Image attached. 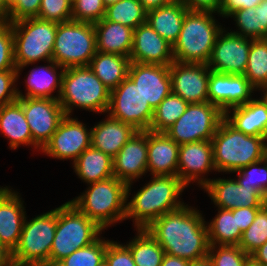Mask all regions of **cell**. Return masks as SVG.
<instances>
[{"label": "cell", "instance_id": "cell-1", "mask_svg": "<svg viewBox=\"0 0 267 266\" xmlns=\"http://www.w3.org/2000/svg\"><path fill=\"white\" fill-rule=\"evenodd\" d=\"M146 230L169 255L191 262L208 257L206 221L195 207L186 204L180 209L165 213Z\"/></svg>", "mask_w": 267, "mask_h": 266}, {"label": "cell", "instance_id": "cell-2", "mask_svg": "<svg viewBox=\"0 0 267 266\" xmlns=\"http://www.w3.org/2000/svg\"><path fill=\"white\" fill-rule=\"evenodd\" d=\"M186 187L178 176H152L149 183L127 200L125 219L134 218L135 229H146L165 213L186 204L179 197Z\"/></svg>", "mask_w": 267, "mask_h": 266}, {"label": "cell", "instance_id": "cell-3", "mask_svg": "<svg viewBox=\"0 0 267 266\" xmlns=\"http://www.w3.org/2000/svg\"><path fill=\"white\" fill-rule=\"evenodd\" d=\"M217 172L232 173L262 160L267 153V139L244 134L225 118L212 138Z\"/></svg>", "mask_w": 267, "mask_h": 266}, {"label": "cell", "instance_id": "cell-4", "mask_svg": "<svg viewBox=\"0 0 267 266\" xmlns=\"http://www.w3.org/2000/svg\"><path fill=\"white\" fill-rule=\"evenodd\" d=\"M80 196L69 202L101 229L126 220L127 184L115 176L93 182Z\"/></svg>", "mask_w": 267, "mask_h": 266}, {"label": "cell", "instance_id": "cell-5", "mask_svg": "<svg viewBox=\"0 0 267 266\" xmlns=\"http://www.w3.org/2000/svg\"><path fill=\"white\" fill-rule=\"evenodd\" d=\"M59 103L65 115H71L73 108L89 112L107 113L110 104V90L88 66L65 68Z\"/></svg>", "mask_w": 267, "mask_h": 266}, {"label": "cell", "instance_id": "cell-6", "mask_svg": "<svg viewBox=\"0 0 267 266\" xmlns=\"http://www.w3.org/2000/svg\"><path fill=\"white\" fill-rule=\"evenodd\" d=\"M214 12H186L178 40L173 45L174 61L207 64L219 33L223 30Z\"/></svg>", "mask_w": 267, "mask_h": 266}, {"label": "cell", "instance_id": "cell-7", "mask_svg": "<svg viewBox=\"0 0 267 266\" xmlns=\"http://www.w3.org/2000/svg\"><path fill=\"white\" fill-rule=\"evenodd\" d=\"M17 79L26 66L53 57L57 23L37 17L11 23Z\"/></svg>", "mask_w": 267, "mask_h": 266}, {"label": "cell", "instance_id": "cell-8", "mask_svg": "<svg viewBox=\"0 0 267 266\" xmlns=\"http://www.w3.org/2000/svg\"><path fill=\"white\" fill-rule=\"evenodd\" d=\"M102 231L104 230L72 203L65 202L57 207L56 231L50 260L61 261L77 249L93 243Z\"/></svg>", "mask_w": 267, "mask_h": 266}, {"label": "cell", "instance_id": "cell-9", "mask_svg": "<svg viewBox=\"0 0 267 266\" xmlns=\"http://www.w3.org/2000/svg\"><path fill=\"white\" fill-rule=\"evenodd\" d=\"M97 52L93 23L70 20L57 23L52 61L61 67L88 66Z\"/></svg>", "mask_w": 267, "mask_h": 266}, {"label": "cell", "instance_id": "cell-10", "mask_svg": "<svg viewBox=\"0 0 267 266\" xmlns=\"http://www.w3.org/2000/svg\"><path fill=\"white\" fill-rule=\"evenodd\" d=\"M56 222L57 208L29 221L25 217L19 243L12 252L15 266H39L50 260Z\"/></svg>", "mask_w": 267, "mask_h": 266}, {"label": "cell", "instance_id": "cell-11", "mask_svg": "<svg viewBox=\"0 0 267 266\" xmlns=\"http://www.w3.org/2000/svg\"><path fill=\"white\" fill-rule=\"evenodd\" d=\"M225 113L210 102L188 104L186 111L164 133L177 144L212 140Z\"/></svg>", "mask_w": 267, "mask_h": 266}, {"label": "cell", "instance_id": "cell-12", "mask_svg": "<svg viewBox=\"0 0 267 266\" xmlns=\"http://www.w3.org/2000/svg\"><path fill=\"white\" fill-rule=\"evenodd\" d=\"M108 115L131 124L136 130H149L154 109L145 101L141 91L129 77L110 91Z\"/></svg>", "mask_w": 267, "mask_h": 266}, {"label": "cell", "instance_id": "cell-13", "mask_svg": "<svg viewBox=\"0 0 267 266\" xmlns=\"http://www.w3.org/2000/svg\"><path fill=\"white\" fill-rule=\"evenodd\" d=\"M86 126L78 118L65 115L41 152L50 158L71 159L73 164L84 150L91 147V128Z\"/></svg>", "mask_w": 267, "mask_h": 266}, {"label": "cell", "instance_id": "cell-14", "mask_svg": "<svg viewBox=\"0 0 267 266\" xmlns=\"http://www.w3.org/2000/svg\"><path fill=\"white\" fill-rule=\"evenodd\" d=\"M32 140L42 149L65 116L58 99L18 97Z\"/></svg>", "mask_w": 267, "mask_h": 266}, {"label": "cell", "instance_id": "cell-15", "mask_svg": "<svg viewBox=\"0 0 267 266\" xmlns=\"http://www.w3.org/2000/svg\"><path fill=\"white\" fill-rule=\"evenodd\" d=\"M252 40L227 32L224 27L217 36L208 67L214 72L244 75Z\"/></svg>", "mask_w": 267, "mask_h": 266}, {"label": "cell", "instance_id": "cell-16", "mask_svg": "<svg viewBox=\"0 0 267 266\" xmlns=\"http://www.w3.org/2000/svg\"><path fill=\"white\" fill-rule=\"evenodd\" d=\"M169 73L173 94L189 104L208 101L210 68L207 64L174 61Z\"/></svg>", "mask_w": 267, "mask_h": 266}, {"label": "cell", "instance_id": "cell-17", "mask_svg": "<svg viewBox=\"0 0 267 266\" xmlns=\"http://www.w3.org/2000/svg\"><path fill=\"white\" fill-rule=\"evenodd\" d=\"M147 152L148 130H137L113 158V175L127 184V200L133 181L147 173Z\"/></svg>", "mask_w": 267, "mask_h": 266}, {"label": "cell", "instance_id": "cell-18", "mask_svg": "<svg viewBox=\"0 0 267 266\" xmlns=\"http://www.w3.org/2000/svg\"><path fill=\"white\" fill-rule=\"evenodd\" d=\"M215 169L213 145L211 140L181 144L179 146L177 176L189 187V183H198L200 188L210 181L203 174Z\"/></svg>", "mask_w": 267, "mask_h": 266}, {"label": "cell", "instance_id": "cell-19", "mask_svg": "<svg viewBox=\"0 0 267 266\" xmlns=\"http://www.w3.org/2000/svg\"><path fill=\"white\" fill-rule=\"evenodd\" d=\"M215 206L221 209L262 208L267 199L253 187L240 185L236 178H216L203 187Z\"/></svg>", "mask_w": 267, "mask_h": 266}, {"label": "cell", "instance_id": "cell-20", "mask_svg": "<svg viewBox=\"0 0 267 266\" xmlns=\"http://www.w3.org/2000/svg\"><path fill=\"white\" fill-rule=\"evenodd\" d=\"M257 91L244 75L225 74L210 70L208 102L224 113L229 109L246 104Z\"/></svg>", "mask_w": 267, "mask_h": 266}, {"label": "cell", "instance_id": "cell-21", "mask_svg": "<svg viewBox=\"0 0 267 266\" xmlns=\"http://www.w3.org/2000/svg\"><path fill=\"white\" fill-rule=\"evenodd\" d=\"M128 77L153 109L172 92L169 66L131 62Z\"/></svg>", "mask_w": 267, "mask_h": 266}, {"label": "cell", "instance_id": "cell-22", "mask_svg": "<svg viewBox=\"0 0 267 266\" xmlns=\"http://www.w3.org/2000/svg\"><path fill=\"white\" fill-rule=\"evenodd\" d=\"M131 62L170 66L174 62L173 46L147 23L133 30Z\"/></svg>", "mask_w": 267, "mask_h": 266}, {"label": "cell", "instance_id": "cell-23", "mask_svg": "<svg viewBox=\"0 0 267 266\" xmlns=\"http://www.w3.org/2000/svg\"><path fill=\"white\" fill-rule=\"evenodd\" d=\"M19 192L0 187V242L12 252L17 247L26 217Z\"/></svg>", "mask_w": 267, "mask_h": 266}, {"label": "cell", "instance_id": "cell-24", "mask_svg": "<svg viewBox=\"0 0 267 266\" xmlns=\"http://www.w3.org/2000/svg\"><path fill=\"white\" fill-rule=\"evenodd\" d=\"M179 146L165 133L148 130L147 172L152 176H177Z\"/></svg>", "mask_w": 267, "mask_h": 266}, {"label": "cell", "instance_id": "cell-25", "mask_svg": "<svg viewBox=\"0 0 267 266\" xmlns=\"http://www.w3.org/2000/svg\"><path fill=\"white\" fill-rule=\"evenodd\" d=\"M106 116L91 128V147L114 158L137 130L131 124Z\"/></svg>", "mask_w": 267, "mask_h": 266}, {"label": "cell", "instance_id": "cell-26", "mask_svg": "<svg viewBox=\"0 0 267 266\" xmlns=\"http://www.w3.org/2000/svg\"><path fill=\"white\" fill-rule=\"evenodd\" d=\"M48 65L36 66L26 76V89L27 92L23 94L21 90H17L18 97L29 98H50L59 99L62 89V77L65 68L59 66L54 61H47ZM60 70V72L58 71ZM57 89V91H55ZM57 92L53 96V92Z\"/></svg>", "mask_w": 267, "mask_h": 266}, {"label": "cell", "instance_id": "cell-27", "mask_svg": "<svg viewBox=\"0 0 267 266\" xmlns=\"http://www.w3.org/2000/svg\"><path fill=\"white\" fill-rule=\"evenodd\" d=\"M225 119L244 134L267 139V105L260 97L229 109Z\"/></svg>", "mask_w": 267, "mask_h": 266}, {"label": "cell", "instance_id": "cell-28", "mask_svg": "<svg viewBox=\"0 0 267 266\" xmlns=\"http://www.w3.org/2000/svg\"><path fill=\"white\" fill-rule=\"evenodd\" d=\"M0 132L9 140V147L17 150L20 145L33 146L37 151L41 148L32 140L29 124L17 100L0 108Z\"/></svg>", "mask_w": 267, "mask_h": 266}, {"label": "cell", "instance_id": "cell-29", "mask_svg": "<svg viewBox=\"0 0 267 266\" xmlns=\"http://www.w3.org/2000/svg\"><path fill=\"white\" fill-rule=\"evenodd\" d=\"M97 51L129 57L133 46V29L104 18L93 23Z\"/></svg>", "mask_w": 267, "mask_h": 266}, {"label": "cell", "instance_id": "cell-30", "mask_svg": "<svg viewBox=\"0 0 267 266\" xmlns=\"http://www.w3.org/2000/svg\"><path fill=\"white\" fill-rule=\"evenodd\" d=\"M187 7L179 0L147 11L146 22L172 46L178 40Z\"/></svg>", "mask_w": 267, "mask_h": 266}, {"label": "cell", "instance_id": "cell-31", "mask_svg": "<svg viewBox=\"0 0 267 266\" xmlns=\"http://www.w3.org/2000/svg\"><path fill=\"white\" fill-rule=\"evenodd\" d=\"M78 178L89 184L113 177V158L93 147L84 150L73 163Z\"/></svg>", "mask_w": 267, "mask_h": 266}, {"label": "cell", "instance_id": "cell-32", "mask_svg": "<svg viewBox=\"0 0 267 266\" xmlns=\"http://www.w3.org/2000/svg\"><path fill=\"white\" fill-rule=\"evenodd\" d=\"M129 57L97 51L88 67L111 91L128 77Z\"/></svg>", "mask_w": 267, "mask_h": 266}, {"label": "cell", "instance_id": "cell-33", "mask_svg": "<svg viewBox=\"0 0 267 266\" xmlns=\"http://www.w3.org/2000/svg\"><path fill=\"white\" fill-rule=\"evenodd\" d=\"M217 210L210 223L206 222L209 245H238L242 232L237 226L236 209Z\"/></svg>", "mask_w": 267, "mask_h": 266}, {"label": "cell", "instance_id": "cell-34", "mask_svg": "<svg viewBox=\"0 0 267 266\" xmlns=\"http://www.w3.org/2000/svg\"><path fill=\"white\" fill-rule=\"evenodd\" d=\"M137 235L125 246L136 266H161L165 251L146 229H136Z\"/></svg>", "mask_w": 267, "mask_h": 266}, {"label": "cell", "instance_id": "cell-35", "mask_svg": "<svg viewBox=\"0 0 267 266\" xmlns=\"http://www.w3.org/2000/svg\"><path fill=\"white\" fill-rule=\"evenodd\" d=\"M229 17L234 18L237 30H240L230 29V32L253 40L266 39L267 21L264 6L259 4L255 8L239 9Z\"/></svg>", "mask_w": 267, "mask_h": 266}, {"label": "cell", "instance_id": "cell-36", "mask_svg": "<svg viewBox=\"0 0 267 266\" xmlns=\"http://www.w3.org/2000/svg\"><path fill=\"white\" fill-rule=\"evenodd\" d=\"M147 10L139 0H119L106 7L104 19L123 24L133 30L146 22Z\"/></svg>", "mask_w": 267, "mask_h": 266}, {"label": "cell", "instance_id": "cell-37", "mask_svg": "<svg viewBox=\"0 0 267 266\" xmlns=\"http://www.w3.org/2000/svg\"><path fill=\"white\" fill-rule=\"evenodd\" d=\"M188 104L183 98L171 92L154 109L150 131L164 133L186 111Z\"/></svg>", "mask_w": 267, "mask_h": 266}, {"label": "cell", "instance_id": "cell-38", "mask_svg": "<svg viewBox=\"0 0 267 266\" xmlns=\"http://www.w3.org/2000/svg\"><path fill=\"white\" fill-rule=\"evenodd\" d=\"M244 76L256 90L267 85V39L251 41Z\"/></svg>", "mask_w": 267, "mask_h": 266}, {"label": "cell", "instance_id": "cell-39", "mask_svg": "<svg viewBox=\"0 0 267 266\" xmlns=\"http://www.w3.org/2000/svg\"><path fill=\"white\" fill-rule=\"evenodd\" d=\"M267 242V203L258 210L253 223L242 233L238 246L251 255Z\"/></svg>", "mask_w": 267, "mask_h": 266}, {"label": "cell", "instance_id": "cell-40", "mask_svg": "<svg viewBox=\"0 0 267 266\" xmlns=\"http://www.w3.org/2000/svg\"><path fill=\"white\" fill-rule=\"evenodd\" d=\"M110 240L98 237L93 243L77 249L71 255L62 259L64 266H97L105 259L107 244Z\"/></svg>", "mask_w": 267, "mask_h": 266}, {"label": "cell", "instance_id": "cell-41", "mask_svg": "<svg viewBox=\"0 0 267 266\" xmlns=\"http://www.w3.org/2000/svg\"><path fill=\"white\" fill-rule=\"evenodd\" d=\"M232 173L238 174L236 181L240 185L255 188L267 199V156Z\"/></svg>", "mask_w": 267, "mask_h": 266}, {"label": "cell", "instance_id": "cell-42", "mask_svg": "<svg viewBox=\"0 0 267 266\" xmlns=\"http://www.w3.org/2000/svg\"><path fill=\"white\" fill-rule=\"evenodd\" d=\"M208 258L213 266H245L250 256L238 245H209Z\"/></svg>", "mask_w": 267, "mask_h": 266}, {"label": "cell", "instance_id": "cell-43", "mask_svg": "<svg viewBox=\"0 0 267 266\" xmlns=\"http://www.w3.org/2000/svg\"><path fill=\"white\" fill-rule=\"evenodd\" d=\"M103 0H72V20L95 23L105 17Z\"/></svg>", "mask_w": 267, "mask_h": 266}, {"label": "cell", "instance_id": "cell-44", "mask_svg": "<svg viewBox=\"0 0 267 266\" xmlns=\"http://www.w3.org/2000/svg\"><path fill=\"white\" fill-rule=\"evenodd\" d=\"M37 18L55 23L72 20V0H41Z\"/></svg>", "mask_w": 267, "mask_h": 266}, {"label": "cell", "instance_id": "cell-45", "mask_svg": "<svg viewBox=\"0 0 267 266\" xmlns=\"http://www.w3.org/2000/svg\"><path fill=\"white\" fill-rule=\"evenodd\" d=\"M14 62L13 30L10 22L0 24V71L16 70Z\"/></svg>", "mask_w": 267, "mask_h": 266}, {"label": "cell", "instance_id": "cell-46", "mask_svg": "<svg viewBox=\"0 0 267 266\" xmlns=\"http://www.w3.org/2000/svg\"><path fill=\"white\" fill-rule=\"evenodd\" d=\"M17 70L0 71V108L18 100Z\"/></svg>", "mask_w": 267, "mask_h": 266}, {"label": "cell", "instance_id": "cell-47", "mask_svg": "<svg viewBox=\"0 0 267 266\" xmlns=\"http://www.w3.org/2000/svg\"><path fill=\"white\" fill-rule=\"evenodd\" d=\"M105 259L109 266H136L130 250L124 244L112 240L107 244Z\"/></svg>", "mask_w": 267, "mask_h": 266}, {"label": "cell", "instance_id": "cell-48", "mask_svg": "<svg viewBox=\"0 0 267 266\" xmlns=\"http://www.w3.org/2000/svg\"><path fill=\"white\" fill-rule=\"evenodd\" d=\"M40 4L41 0H17L10 8L9 22L13 23L22 19L37 17Z\"/></svg>", "mask_w": 267, "mask_h": 266}, {"label": "cell", "instance_id": "cell-49", "mask_svg": "<svg viewBox=\"0 0 267 266\" xmlns=\"http://www.w3.org/2000/svg\"><path fill=\"white\" fill-rule=\"evenodd\" d=\"M262 0H221L218 14L228 18L239 9L255 8Z\"/></svg>", "mask_w": 267, "mask_h": 266}, {"label": "cell", "instance_id": "cell-50", "mask_svg": "<svg viewBox=\"0 0 267 266\" xmlns=\"http://www.w3.org/2000/svg\"><path fill=\"white\" fill-rule=\"evenodd\" d=\"M188 10L209 11L218 14L221 0H179Z\"/></svg>", "mask_w": 267, "mask_h": 266}, {"label": "cell", "instance_id": "cell-51", "mask_svg": "<svg viewBox=\"0 0 267 266\" xmlns=\"http://www.w3.org/2000/svg\"><path fill=\"white\" fill-rule=\"evenodd\" d=\"M259 209L246 207L236 209V222L242 233L253 223Z\"/></svg>", "mask_w": 267, "mask_h": 266}, {"label": "cell", "instance_id": "cell-52", "mask_svg": "<svg viewBox=\"0 0 267 266\" xmlns=\"http://www.w3.org/2000/svg\"><path fill=\"white\" fill-rule=\"evenodd\" d=\"M191 261L165 253L161 266H190Z\"/></svg>", "mask_w": 267, "mask_h": 266}, {"label": "cell", "instance_id": "cell-53", "mask_svg": "<svg viewBox=\"0 0 267 266\" xmlns=\"http://www.w3.org/2000/svg\"><path fill=\"white\" fill-rule=\"evenodd\" d=\"M250 257L262 266H267V242L254 251Z\"/></svg>", "mask_w": 267, "mask_h": 266}, {"label": "cell", "instance_id": "cell-54", "mask_svg": "<svg viewBox=\"0 0 267 266\" xmlns=\"http://www.w3.org/2000/svg\"><path fill=\"white\" fill-rule=\"evenodd\" d=\"M0 266H14L12 251L0 242Z\"/></svg>", "mask_w": 267, "mask_h": 266}, {"label": "cell", "instance_id": "cell-55", "mask_svg": "<svg viewBox=\"0 0 267 266\" xmlns=\"http://www.w3.org/2000/svg\"><path fill=\"white\" fill-rule=\"evenodd\" d=\"M142 4V6L147 10H152L155 8L162 7L164 5H167L171 3L174 0H139Z\"/></svg>", "mask_w": 267, "mask_h": 266}, {"label": "cell", "instance_id": "cell-56", "mask_svg": "<svg viewBox=\"0 0 267 266\" xmlns=\"http://www.w3.org/2000/svg\"><path fill=\"white\" fill-rule=\"evenodd\" d=\"M10 8L5 0H0V24L9 22Z\"/></svg>", "mask_w": 267, "mask_h": 266}, {"label": "cell", "instance_id": "cell-57", "mask_svg": "<svg viewBox=\"0 0 267 266\" xmlns=\"http://www.w3.org/2000/svg\"><path fill=\"white\" fill-rule=\"evenodd\" d=\"M190 266H213V264L211 260L208 257H206L201 260L192 261L190 263Z\"/></svg>", "mask_w": 267, "mask_h": 266}, {"label": "cell", "instance_id": "cell-58", "mask_svg": "<svg viewBox=\"0 0 267 266\" xmlns=\"http://www.w3.org/2000/svg\"><path fill=\"white\" fill-rule=\"evenodd\" d=\"M39 266H64L61 261L49 260L45 263L40 264Z\"/></svg>", "mask_w": 267, "mask_h": 266}, {"label": "cell", "instance_id": "cell-59", "mask_svg": "<svg viewBox=\"0 0 267 266\" xmlns=\"http://www.w3.org/2000/svg\"><path fill=\"white\" fill-rule=\"evenodd\" d=\"M261 90L263 92V95L261 96V99L267 105V85H264L263 87L258 89V91H261Z\"/></svg>", "mask_w": 267, "mask_h": 266}, {"label": "cell", "instance_id": "cell-60", "mask_svg": "<svg viewBox=\"0 0 267 266\" xmlns=\"http://www.w3.org/2000/svg\"><path fill=\"white\" fill-rule=\"evenodd\" d=\"M245 266H262L261 264L254 261L251 257L246 261Z\"/></svg>", "mask_w": 267, "mask_h": 266}, {"label": "cell", "instance_id": "cell-61", "mask_svg": "<svg viewBox=\"0 0 267 266\" xmlns=\"http://www.w3.org/2000/svg\"><path fill=\"white\" fill-rule=\"evenodd\" d=\"M261 6H264V13L266 14V21H267V0H262L260 2ZM266 39H267V33H266Z\"/></svg>", "mask_w": 267, "mask_h": 266}, {"label": "cell", "instance_id": "cell-62", "mask_svg": "<svg viewBox=\"0 0 267 266\" xmlns=\"http://www.w3.org/2000/svg\"><path fill=\"white\" fill-rule=\"evenodd\" d=\"M119 0H103V3L105 5V7H108L112 4H115L116 2H118Z\"/></svg>", "mask_w": 267, "mask_h": 266}, {"label": "cell", "instance_id": "cell-63", "mask_svg": "<svg viewBox=\"0 0 267 266\" xmlns=\"http://www.w3.org/2000/svg\"><path fill=\"white\" fill-rule=\"evenodd\" d=\"M5 2L7 6L11 8L17 2V0H5Z\"/></svg>", "mask_w": 267, "mask_h": 266}, {"label": "cell", "instance_id": "cell-64", "mask_svg": "<svg viewBox=\"0 0 267 266\" xmlns=\"http://www.w3.org/2000/svg\"><path fill=\"white\" fill-rule=\"evenodd\" d=\"M97 266H109L108 262L106 259L102 260Z\"/></svg>", "mask_w": 267, "mask_h": 266}]
</instances>
